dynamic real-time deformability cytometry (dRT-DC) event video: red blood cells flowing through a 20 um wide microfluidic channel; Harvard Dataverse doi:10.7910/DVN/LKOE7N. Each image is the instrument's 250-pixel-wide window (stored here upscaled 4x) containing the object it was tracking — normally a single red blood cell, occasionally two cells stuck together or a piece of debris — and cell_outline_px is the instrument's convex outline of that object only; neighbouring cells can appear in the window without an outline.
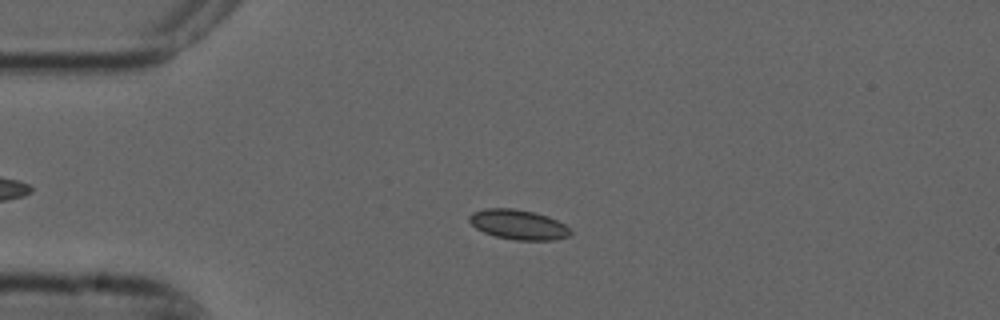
{"species": "common noctule bat (a hibernating species)", "species_latin": "Nyctalus noctula", "temperature_condition": "cold", "stored_images_in_passage": 5, "camera_frame_rate_fps": 3000, "um_per_image_px": 0.085, "animal": {"sex": "male", "forearm_length_mm": 52.5}, "frame": {"image": 1, "passage_image": 3, "time_ms": 0.667, "image_size_px": [1000, 320], "cell_outline_px": [[572, 232], [568, 236], [556, 240], [516, 240], [496, 236], [484, 232], [476, 228], [468, 220], [468, 216], [472, 212], [484, 208], [512, 208], [536, 212], [548, 216], [564, 224]], "centroid_in_image_um": [44.04, 19.08], "position_along_channel_um": 41.0, "area_um2": 17.63}}
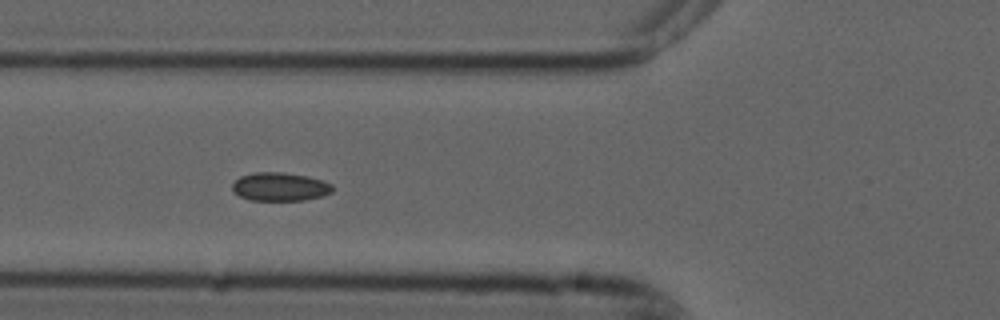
{"frame": {"image": 2, "passage_image": 5, "time_ms": 1.333, "image_size_px": [1000, 320], "cell_outline_px": [[332, 192], [320, 196], [304, 200], [252, 200], [240, 196], [232, 192], [232, 184], [240, 176], [256, 172], [284, 172], [304, 176], [320, 180], [332, 184]], "centroid_in_image_um": [23.75, 15.87], "position_along_channel_um": 102.0, "area_um2": 16.42}}